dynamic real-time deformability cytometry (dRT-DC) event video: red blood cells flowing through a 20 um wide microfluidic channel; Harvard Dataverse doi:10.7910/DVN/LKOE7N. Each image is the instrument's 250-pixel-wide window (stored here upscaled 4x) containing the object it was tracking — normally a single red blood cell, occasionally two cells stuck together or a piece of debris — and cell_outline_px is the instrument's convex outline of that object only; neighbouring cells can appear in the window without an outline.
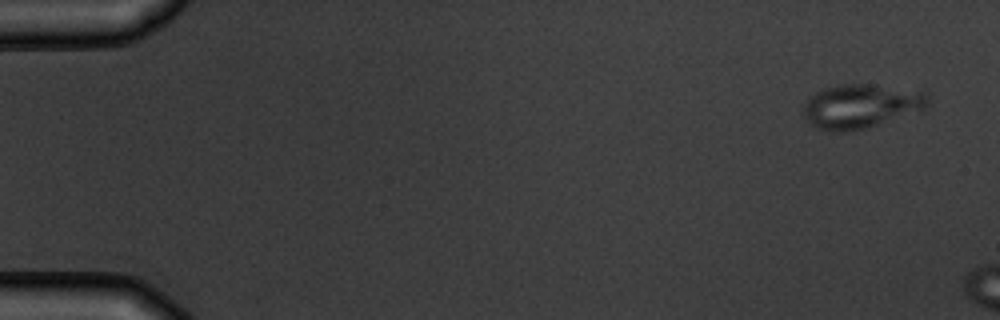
{"species": "common noctule bat (a hibernating species)", "species_latin": "Nyctalus noctula", "temperature_condition": "warm", "stored_images_in_passage": 3, "camera_frame_rate_fps": 3000, "um_per_image_px": 0.085, "animal": {"sex": "male", "body_mass_g": 19.5, "forearm_length_mm": 54.6}, "frame": {"image": 1, "passage_image": 1, "time_ms": 0.0, "image_size_px": [1000, 320], "cell_outline_px": [[928, 104], [924, 108], [864, 128], [848, 132], [836, 132], [816, 128], [808, 124], [804, 116], [804, 104], [820, 88], [840, 84], [868, 84], [924, 92], [928, 96]], "centroid_in_image_um": [73.08, 9.02], "position_along_channel_um": 11.9, "area_um2": 31.39}}